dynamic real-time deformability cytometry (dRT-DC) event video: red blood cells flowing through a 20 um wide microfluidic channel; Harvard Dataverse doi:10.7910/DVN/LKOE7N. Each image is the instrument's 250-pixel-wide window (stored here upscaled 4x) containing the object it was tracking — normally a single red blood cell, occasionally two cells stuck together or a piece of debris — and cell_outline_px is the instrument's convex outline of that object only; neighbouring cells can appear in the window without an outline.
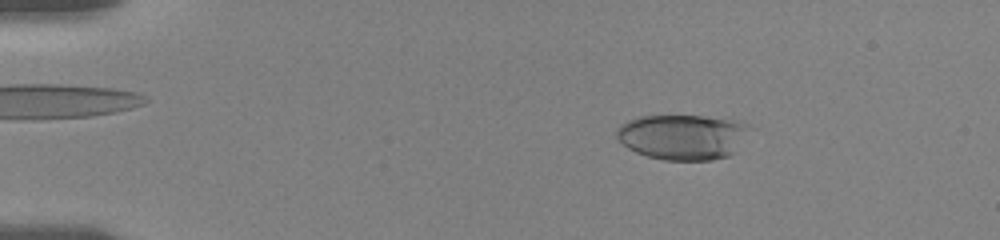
{"species": "human", "species_latin": "Homo sapiens", "temperature_condition": "room temperature", "stored_images_in_passage": 18, "camera_frame_rate_fps": 3000, "um_per_image_px": 0.085, "donor": {"sex": "female"}, "frame": {"image": 1, "passage_image": 5, "time_ms": 3.0, "image_size_px": [1000, 240], "cell_outline_px": [[748, 128], [732, 152], [728, 156], [712, 160], [664, 160], [648, 156], [636, 152], [628, 148], [616, 136], [616, 128], [620, 124], [628, 120], [640, 116], [704, 116], [744, 120], [748, 124]], "centroid_in_image_um": [57.98, 11.62], "position_along_channel_um": 27.0, "area_um2": 34.8}}
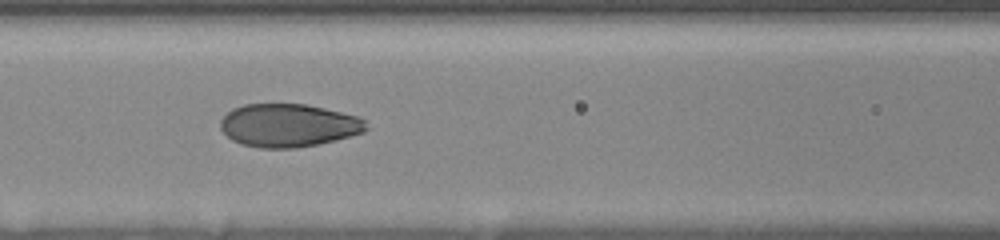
{"frame": {"image": 2, "passage_image": 12, "time_ms": 8.333, "image_size_px": [1000, 240], "cell_outline_px": [[368, 128], [364, 132], [336, 140], [296, 148], [260, 148], [240, 144], [232, 140], [220, 128], [220, 120], [232, 108], [244, 104], [304, 104], [324, 108], [356, 116], [364, 120]], "centroid_in_image_um": [24.49, 10.66], "position_along_channel_um": 142.1, "area_um2": 36.53}}
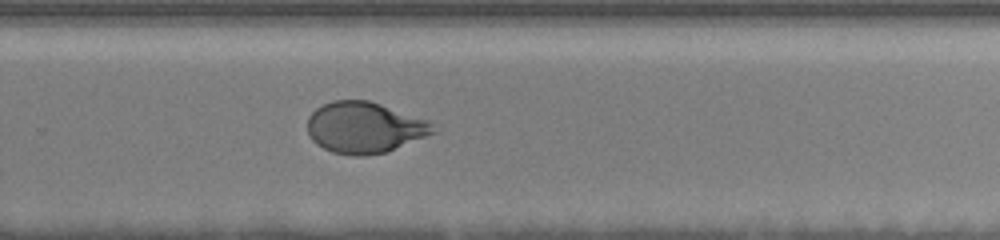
{"frame": {"image": 3, "passage_image": 18, "time_ms": 12.667, "image_size_px": [1000, 240], "cell_outline_px": [[436, 132], [384, 152], [364, 156], [352, 156], [332, 152], [316, 144], [308, 136], [308, 116], [316, 108], [332, 100], [368, 100], [432, 120]], "centroid_in_image_um": [30.98, 10.83], "position_along_channel_um": 298.8, "area_um2": 37.57}}